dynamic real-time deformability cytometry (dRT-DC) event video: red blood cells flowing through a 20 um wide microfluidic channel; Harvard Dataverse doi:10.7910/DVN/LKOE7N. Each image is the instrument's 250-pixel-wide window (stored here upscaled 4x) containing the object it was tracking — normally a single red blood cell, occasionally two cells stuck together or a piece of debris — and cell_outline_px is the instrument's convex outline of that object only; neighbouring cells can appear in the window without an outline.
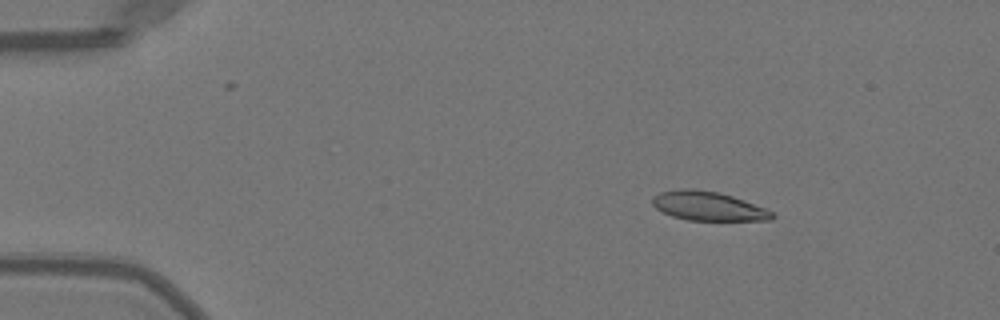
{"species": "Egyptian fruit bat (a non-hibernating species)", "species_latin": "Rousettus aegyptiacus", "temperature_condition": "warm", "stored_images_in_passage": 46, "camera_frame_rate_fps": 3000, "um_per_image_px": 0.085, "animal": {"sex": "female"}, "frame": {"image": 1, "passage_image": 3, "time_ms": 0.667, "image_size_px": [1000, 320], "cell_outline_px": [[776, 216], [772, 220], [688, 220], [672, 216], [656, 208], [652, 204], [652, 196], [660, 192], [680, 188], [692, 188], [720, 192], [744, 200], [776, 212]], "centroid_in_image_um": [60.21, 17.51], "position_along_channel_um": 24.8, "area_um2": 20.46}}
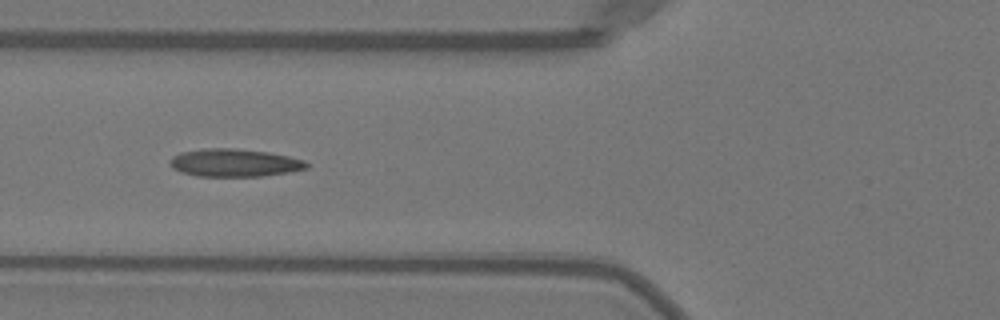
{"frame": {"image": 2, "passage_image": 15, "time_ms": 4.667, "image_size_px": [1000, 320], "cell_outline_px": [[308, 168], [288, 172], [264, 176], [196, 176], [180, 172], [172, 168], [168, 164], [168, 160], [172, 156], [180, 152], [204, 148], [232, 148], [268, 152], [288, 156], [304, 160], [308, 164]], "centroid_in_image_um": [19.87, 13.83], "position_along_channel_um": 105.9, "area_um2": 22.31}}
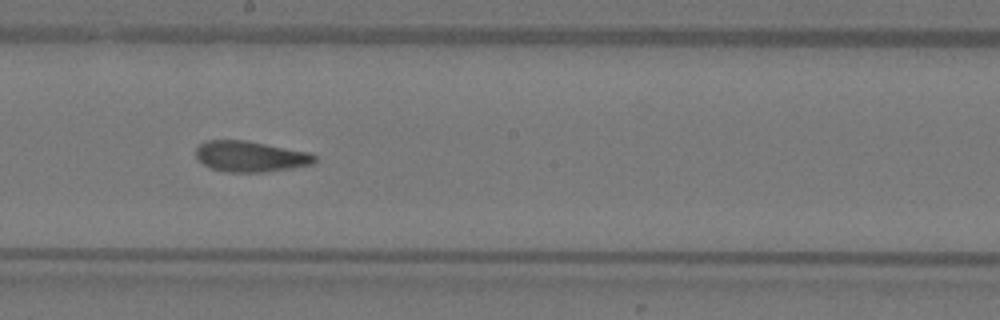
{"frame": {"image": 3, "passage_image": 24, "time_ms": 7.667, "image_size_px": [1000, 320], "cell_outline_px": [[316, 160], [312, 164], [292, 168], [264, 172], [224, 172], [212, 168], [204, 164], [196, 156], [196, 148], [204, 140], [244, 140], [308, 152], [316, 156]], "centroid_in_image_um": [21.27, 13.3], "position_along_channel_um": 226.9, "area_um2": 21.15}, "authors_computed_cell_mechanics": {"area_um2": 21.2704, "velocity_mm_per_s": 4.034, "shape_relaxation_time_tau1_ms": 6.2929, "shape_relaxation_time_tau2_ms": 1.7962, "deformation_change_tau1": 0.2175, "deformation_change_tau2": 0.0949}}